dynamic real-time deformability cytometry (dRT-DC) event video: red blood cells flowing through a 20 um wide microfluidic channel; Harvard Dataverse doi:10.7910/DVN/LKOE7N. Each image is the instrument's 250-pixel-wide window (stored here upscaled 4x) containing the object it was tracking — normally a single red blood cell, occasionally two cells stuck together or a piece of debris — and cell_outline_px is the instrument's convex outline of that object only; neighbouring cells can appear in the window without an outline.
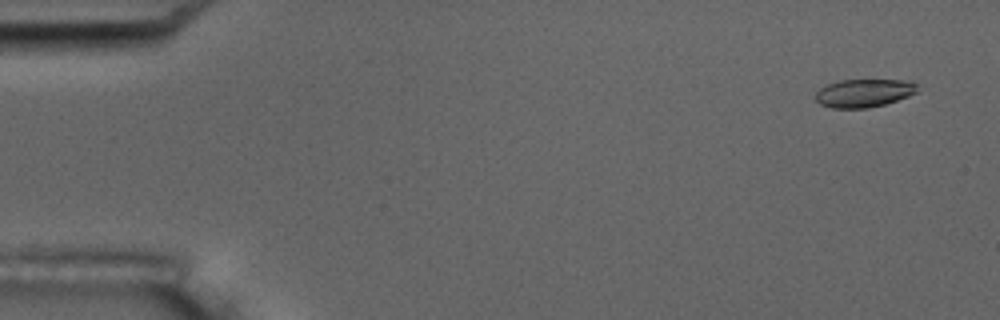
{"species": "common noctule bat (a hibernating species)", "species_latin": "Nyctalus noctula", "temperature_condition": "room temperature", "stored_images_in_passage": 7, "camera_frame_rate_fps": 3000, "um_per_image_px": 0.085, "animal": {"sex": "male", "body_mass_g": 17.5, "forearm_length_mm": 52.3}, "frame": {"image": 1, "passage_image": 2, "time_ms": 1.0, "image_size_px": [1000, 320], "cell_outline_px": [[916, 92], [908, 96], [884, 104], [868, 108], [832, 108], [820, 104], [816, 100], [816, 92], [820, 88], [828, 84], [840, 80], [912, 80], [916, 84]], "centroid_in_image_um": [73.42, 7.9], "position_along_channel_um": 11.6, "area_um2": 16.59}}